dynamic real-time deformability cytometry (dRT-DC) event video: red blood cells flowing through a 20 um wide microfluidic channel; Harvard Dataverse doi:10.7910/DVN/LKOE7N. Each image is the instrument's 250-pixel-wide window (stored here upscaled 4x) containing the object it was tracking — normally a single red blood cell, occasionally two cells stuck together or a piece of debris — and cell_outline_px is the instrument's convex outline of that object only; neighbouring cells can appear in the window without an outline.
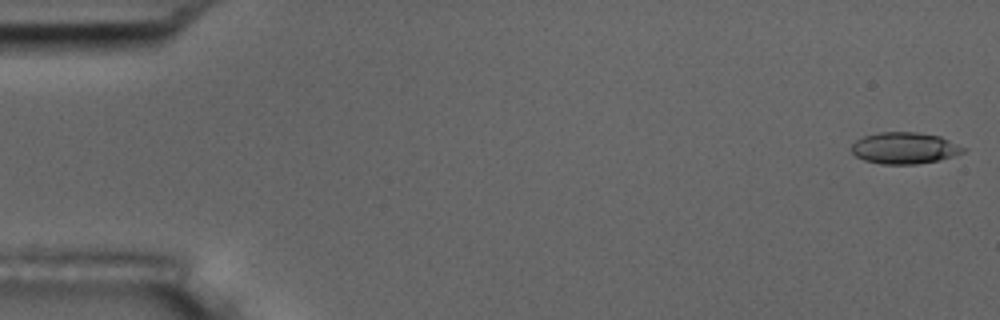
{"species": "common noctule bat (a hibernating species)", "species_latin": "Nyctalus noctula", "temperature_condition": "room temperature", "stored_images_in_passage": 5, "camera_frame_rate_fps": 3000, "um_per_image_px": 0.085, "animal": {"sex": "male", "body_mass_g": 17.5, "forearm_length_mm": 52.3}, "frame": {"image": 1, "passage_image": 1, "time_ms": 0.0, "image_size_px": [1000, 320], "cell_outline_px": [[968, 148], [964, 152], [940, 160], [916, 164], [880, 164], [864, 160], [856, 156], [852, 152], [852, 144], [856, 140], [864, 136], [880, 132], [916, 132], [940, 136]], "centroid_in_image_um": [76.91, 12.59], "position_along_channel_um": 8.1, "area_um2": 20.58}}